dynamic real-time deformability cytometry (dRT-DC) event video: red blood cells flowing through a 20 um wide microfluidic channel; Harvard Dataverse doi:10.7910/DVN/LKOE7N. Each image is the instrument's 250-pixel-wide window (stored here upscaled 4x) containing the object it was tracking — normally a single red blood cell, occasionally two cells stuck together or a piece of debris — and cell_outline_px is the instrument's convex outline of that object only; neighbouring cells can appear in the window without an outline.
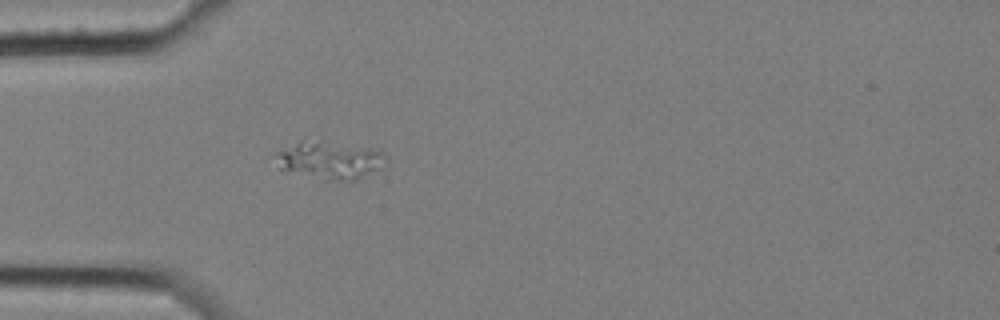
{"species": "common noctule bat (a hibernating species)", "species_latin": "Nyctalus noctula", "temperature_condition": "cold", "stored_images_in_passage": 1, "camera_frame_rate_fps": 3000, "um_per_image_px": 0.085, "animal": {"sex": "female", "body_mass_g": 25.1}, "frame": {"image": 1, "passage_image": 1, "time_ms": 0.0, "image_size_px": [1000, 320], "cell_outline_px": [[388, 156], [380, 168], [352, 180], [324, 180], [284, 172], [268, 156], [276, 152], [296, 144], [316, 144], [368, 148], [384, 152]], "centroid_in_image_um": [27.93, 13.7], "position_along_channel_um": 57.1, "area_um2": 23.06}}